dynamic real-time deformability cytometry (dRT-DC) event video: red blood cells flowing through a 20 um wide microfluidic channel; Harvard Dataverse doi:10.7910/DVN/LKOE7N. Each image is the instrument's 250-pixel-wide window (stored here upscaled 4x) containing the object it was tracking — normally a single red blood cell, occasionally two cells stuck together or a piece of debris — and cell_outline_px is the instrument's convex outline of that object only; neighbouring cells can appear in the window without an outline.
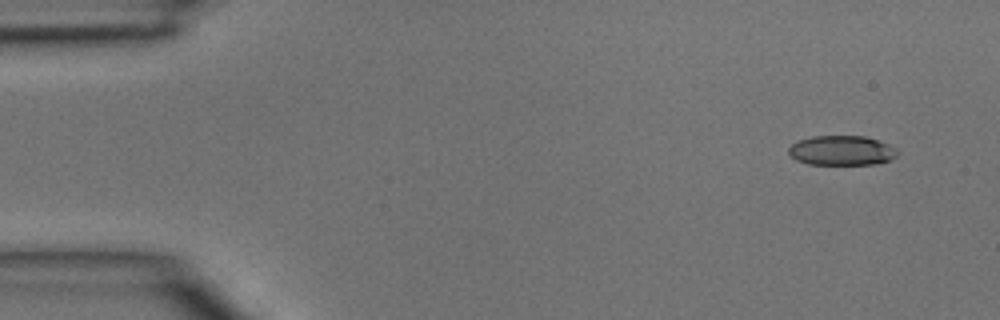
{"species": "common noctule bat (a hibernating species)", "species_latin": "Nyctalus noctula", "temperature_condition": "room temperature", "stored_images_in_passage": 3, "camera_frame_rate_fps": 3000, "um_per_image_px": 0.085, "animal": {"sex": "male", "body_mass_g": 15.6}, "frame": {"image": 1, "passage_image": 1, "time_ms": 0.0, "image_size_px": [1000, 320], "cell_outline_px": [[900, 152], [896, 156], [888, 160], [876, 164], [808, 164], [796, 160], [788, 152], [788, 148], [792, 144], [800, 140], [812, 136], [864, 136], [888, 144], [896, 148]], "centroid_in_image_um": [71.55, 12.79], "position_along_channel_um": 13.5, "area_um2": 18.73}}
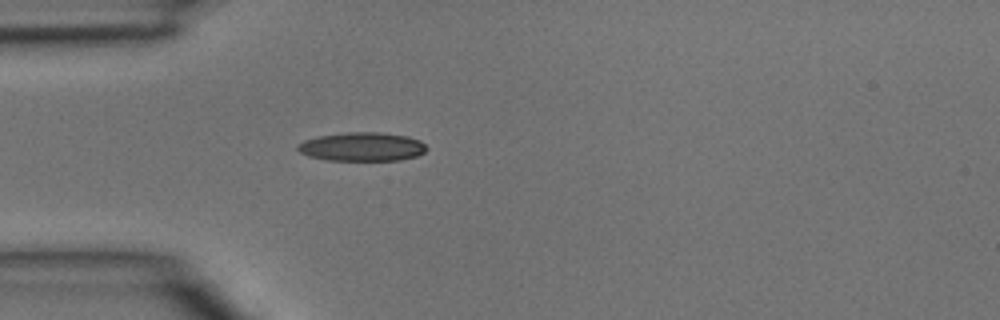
{"frame": {"image": 2, "passage_image": 3, "time_ms": 0.667, "image_size_px": [1000, 320], "cell_outline_px": [[428, 148], [424, 152], [416, 156], [400, 160], [324, 160], [308, 156], [300, 152], [296, 148], [296, 144], [304, 140], [320, 136], [348, 132], [380, 132], [408, 136], [420, 140]], "centroid_in_image_um": [30.77, 12.47], "position_along_channel_um": 54.2, "area_um2": 21.68}}